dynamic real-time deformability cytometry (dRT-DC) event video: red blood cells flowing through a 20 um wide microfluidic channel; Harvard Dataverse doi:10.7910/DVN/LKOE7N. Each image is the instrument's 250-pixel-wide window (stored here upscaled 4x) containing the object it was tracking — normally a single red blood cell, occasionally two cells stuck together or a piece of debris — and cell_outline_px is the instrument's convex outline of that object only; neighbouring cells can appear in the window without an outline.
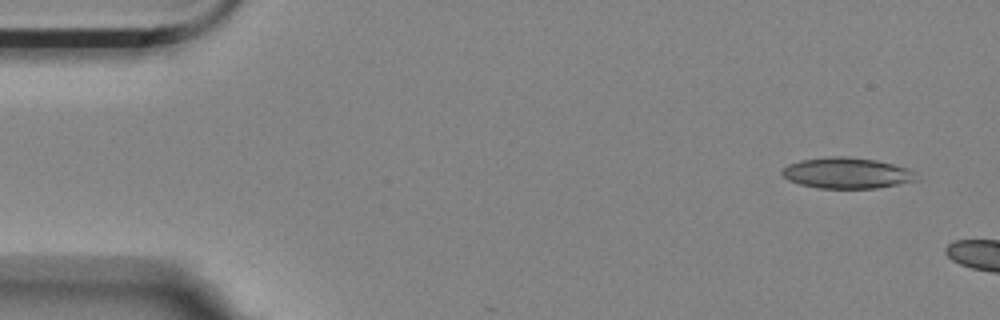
{"species": "Egyptian fruit bat (a non-hibernating species)", "species_latin": "Rousettus aegyptiacus", "temperature_condition": "room temperature", "stored_images_in_passage": 3, "camera_frame_rate_fps": 3000, "um_per_image_px": 0.085, "animal": {"sex": "female"}, "frame": {"image": 1, "passage_image": 1, "time_ms": 0.0, "image_size_px": [1000, 320], "cell_outline_px": [[920, 180], [876, 188], [820, 188], [800, 184], [788, 180], [780, 172], [788, 164], [800, 160], [828, 156], [844, 156], [876, 160], [908, 168]], "centroid_in_image_um": [71.96, 14.7], "position_along_channel_um": 13.0, "area_um2": 24.1}}